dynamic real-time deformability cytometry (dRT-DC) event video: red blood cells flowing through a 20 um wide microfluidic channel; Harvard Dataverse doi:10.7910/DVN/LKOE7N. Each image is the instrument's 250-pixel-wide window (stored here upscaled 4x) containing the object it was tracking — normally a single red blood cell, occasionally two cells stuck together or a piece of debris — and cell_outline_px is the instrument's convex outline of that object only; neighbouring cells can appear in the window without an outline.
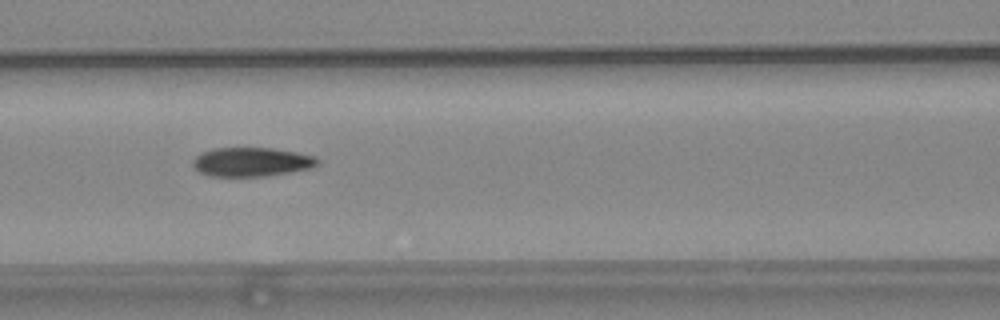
{"species": "common noctule bat (a hibernating species)", "species_latin": "Nyctalus noctula", "temperature_condition": "warm", "stored_images_in_passage": 55, "camera_frame_rate_fps": 3000, "um_per_image_px": 0.085, "animal": {"sex": "female", "body_mass_g": 24.6, "forearm_length_mm": 56.2}, "frame": {"image": 1, "passage_image": 24, "time_ms": 7.667, "image_size_px": [1000, 320], "cell_outline_px": [[320, 164], [312, 168], [264, 176], [208, 176], [200, 172], [192, 164], [192, 160], [200, 152], [212, 148], [272, 148], [296, 152], [316, 156], [320, 160]], "centroid_in_image_um": [21.39, 13.76], "position_along_channel_um": 145.2, "area_um2": 21.21}}
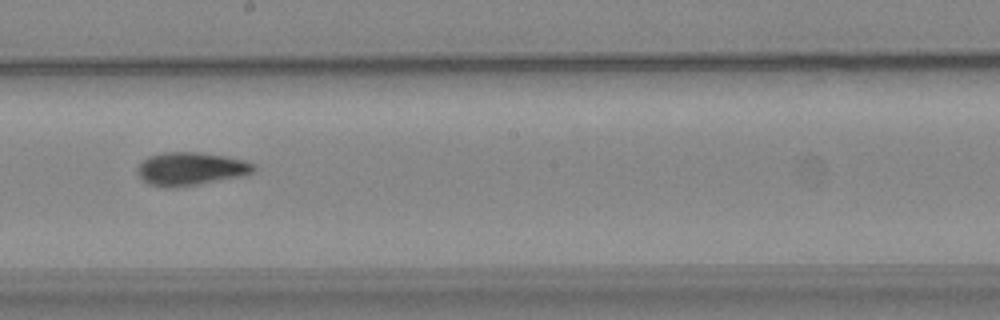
{"frame": {"image": 2, "passage_image": 31, "time_ms": 10.0, "image_size_px": [1000, 320], "cell_outline_px": [[256, 172], [244, 176], [196, 184], [148, 184], [136, 172], [136, 168], [148, 156], [164, 152], [200, 152], [228, 156], [244, 160], [256, 164]], "centroid_in_image_um": [16.31, 14.29], "position_along_channel_um": 231.9, "area_um2": 21.91}}
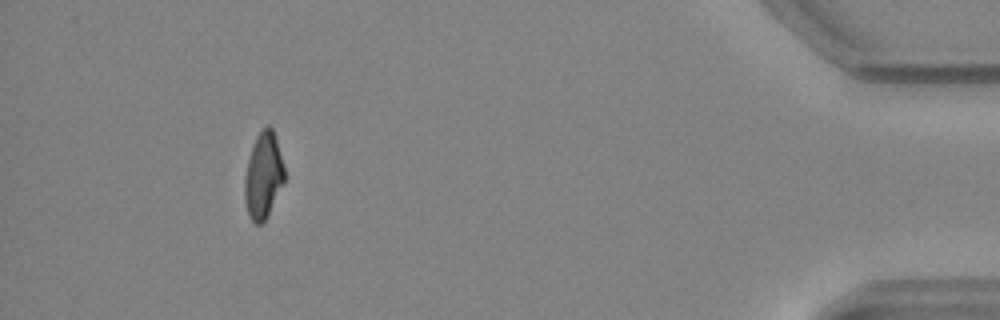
{"frame": {"image": 3, "passage_image": 51, "time_ms": 16.667, "image_size_px": [1000, 320], "cell_outline_px": [[284, 184], [268, 216], [260, 224], [256, 224], [248, 216], [244, 200], [244, 180], [248, 160], [252, 144], [256, 136], [268, 124], [272, 128], [276, 140], [284, 168]], "centroid_in_image_um": [22.37, 14.96], "position_along_channel_um": 412.8, "area_um2": 20.0}, "authors_computed_cell_mechanics": {"area_um2": 21.2704, "velocity_mm_per_s": 3.712, "shape_relaxation_time_tau1_ms": 9.0339, "shape_relaxation_time_tau2_ms": 4.4664, "deformation_change_tau1": 0.22, "deformation_change_tau2": 0.0951}}